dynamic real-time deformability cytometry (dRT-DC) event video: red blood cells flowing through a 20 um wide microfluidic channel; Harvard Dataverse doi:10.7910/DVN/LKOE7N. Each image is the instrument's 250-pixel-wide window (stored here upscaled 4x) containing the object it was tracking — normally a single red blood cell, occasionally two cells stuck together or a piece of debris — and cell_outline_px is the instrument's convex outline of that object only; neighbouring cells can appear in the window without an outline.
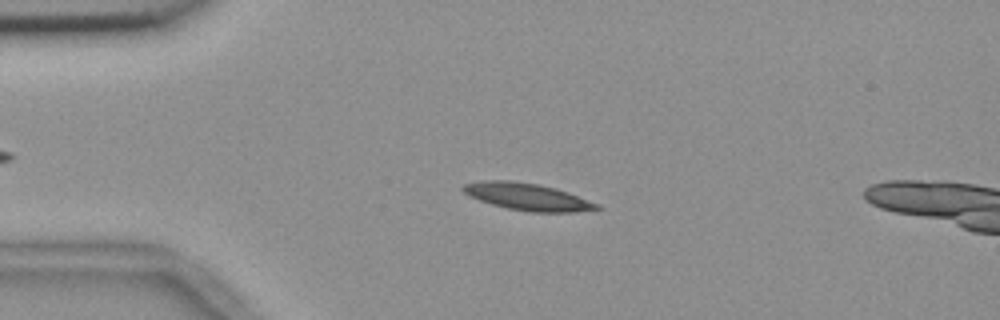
{"species": "common noctule bat (a hibernating species)", "species_latin": "Nyctalus noctula", "temperature_condition": "room temperature", "stored_images_in_passage": 16, "camera_frame_rate_fps": 3000, "um_per_image_px": 0.085, "animal": {"sex": "female", "body_mass_g": 18.4}, "frame": {"image": 1, "passage_image": 12, "time_ms": 3.667, "image_size_px": [1000, 320], "cell_outline_px": [[604, 208], [576, 212], [528, 212], [508, 208], [492, 204], [468, 196], [460, 188], [464, 184], [484, 180], [512, 180], [540, 184], [556, 188], [568, 192], [600, 204]], "centroid_in_image_um": [44.85, 16.72], "position_along_channel_um": 40.1, "area_um2": 21.33}}